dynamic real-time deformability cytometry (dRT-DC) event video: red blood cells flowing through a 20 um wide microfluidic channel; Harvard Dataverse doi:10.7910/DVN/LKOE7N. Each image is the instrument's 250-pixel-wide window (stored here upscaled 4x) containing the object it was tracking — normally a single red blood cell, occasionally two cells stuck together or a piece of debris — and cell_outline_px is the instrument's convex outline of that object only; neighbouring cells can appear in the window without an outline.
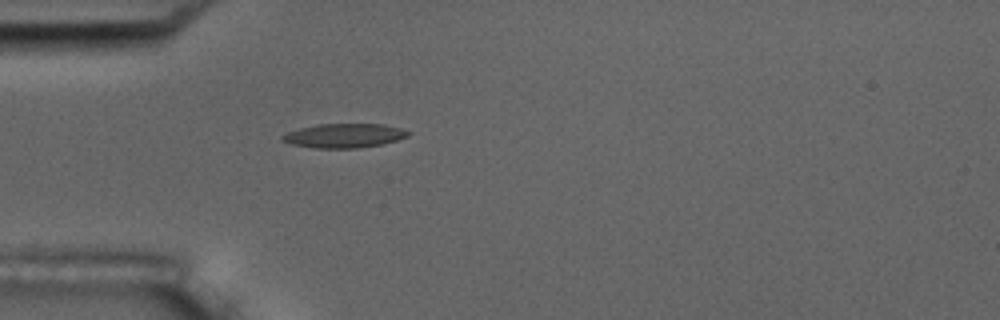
{"species": "common noctule bat (a hibernating species)", "species_latin": "Nyctalus noctula", "temperature_condition": "room temperature", "stored_images_in_passage": 1, "camera_frame_rate_fps": 3000, "um_per_image_px": 0.085, "animal": {"sex": "male", "body_mass_g": 17.5, "forearm_length_mm": 52.3}, "frame": {"image": 1, "passage_image": 1, "time_ms": 0.0, "image_size_px": [1000, 320], "cell_outline_px": [[412, 132], [408, 136], [396, 140], [380, 144], [356, 148], [312, 148], [292, 144], [280, 140], [280, 136], [288, 132], [300, 128], [320, 124], [384, 124], [400, 128]], "centroid_in_image_um": [29.23, 11.53], "position_along_channel_um": 55.8, "area_um2": 17.63}}